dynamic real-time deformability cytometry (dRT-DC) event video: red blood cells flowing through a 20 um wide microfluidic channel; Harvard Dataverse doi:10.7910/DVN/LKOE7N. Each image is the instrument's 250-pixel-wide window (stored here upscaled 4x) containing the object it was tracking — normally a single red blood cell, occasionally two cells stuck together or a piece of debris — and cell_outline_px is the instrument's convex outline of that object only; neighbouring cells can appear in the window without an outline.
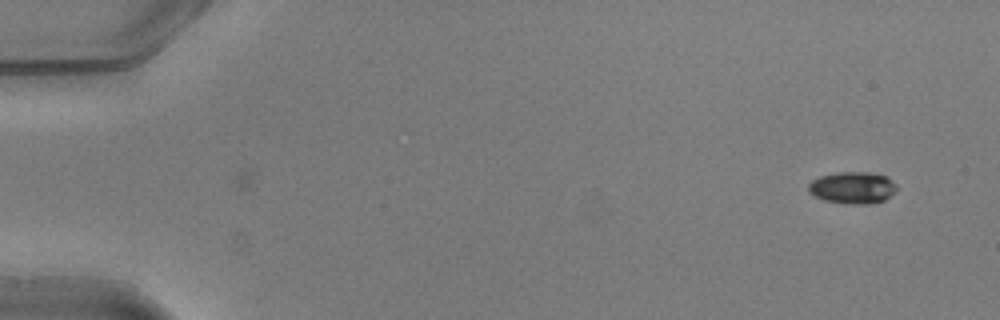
{"species": "common noctule bat (a hibernating species)", "species_latin": "Nyctalus noctula", "temperature_condition": "warm", "stored_images_in_passage": 49, "camera_frame_rate_fps": 3000, "um_per_image_px": 0.085, "animal": {"sex": "male", "body_mass_g": 20.5, "forearm_length_mm": 52.5}, "frame": {"image": 1, "passage_image": 1, "time_ms": 0.0, "image_size_px": [1000, 320], "cell_outline_px": [[896, 192], [884, 200], [872, 204], [848, 204], [824, 200], [808, 192], [808, 184], [812, 180], [820, 176], [840, 172], [872, 172], [884, 176], [896, 184]], "centroid_in_image_um": [72.47, 15.96], "position_along_channel_um": 12.5, "area_um2": 16.42}}
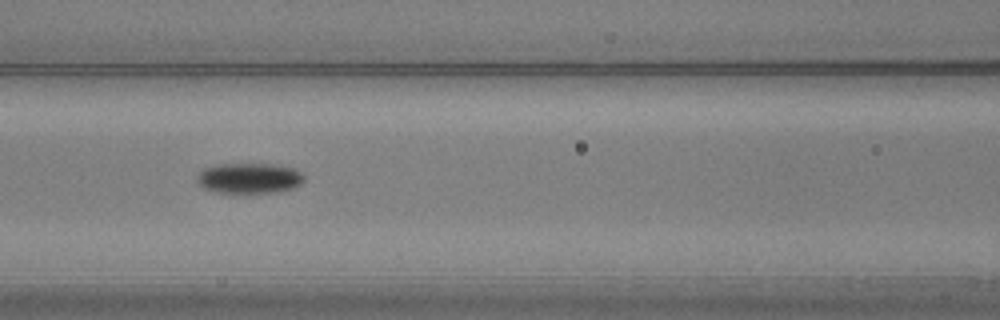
{"frame": {"image": 2, "passage_image": 21, "time_ms": 6.667, "image_size_px": [1000, 320], "cell_outline_px": [[304, 180], [300, 184], [292, 188], [280, 192], [216, 192], [204, 188], [196, 180], [196, 176], [204, 168], [216, 164], [276, 164], [292, 168], [300, 172], [304, 176]], "centroid_in_image_um": [21.18, 15.13], "position_along_channel_um": 145.4, "area_um2": 18.9}}
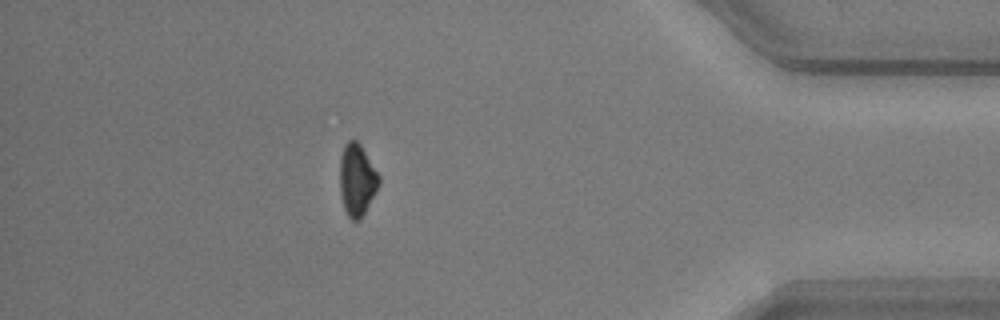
{"frame": {"image": 3, "passage_image": 43, "time_ms": 14.0, "image_size_px": [1000, 320], "cell_outline_px": [[380, 184], [364, 212], [356, 220], [352, 220], [348, 216], [344, 208], [340, 192], [340, 156], [344, 144], [348, 140], [356, 140], [360, 144], [380, 176]], "centroid_in_image_um": [30.33, 15.24], "position_along_channel_um": 404.9, "area_um2": 16.18}, "authors_computed_cell_mechanics": {"area_um2": 16.9932, "velocity_mm_per_s": 4.0679, "shape_relaxation_time_tau1_ms": 2.1369, "shape_relaxation_time_tau2_ms": null, "deformation_change_tau1": 0.1127, "deformation_change_tau2": null}}